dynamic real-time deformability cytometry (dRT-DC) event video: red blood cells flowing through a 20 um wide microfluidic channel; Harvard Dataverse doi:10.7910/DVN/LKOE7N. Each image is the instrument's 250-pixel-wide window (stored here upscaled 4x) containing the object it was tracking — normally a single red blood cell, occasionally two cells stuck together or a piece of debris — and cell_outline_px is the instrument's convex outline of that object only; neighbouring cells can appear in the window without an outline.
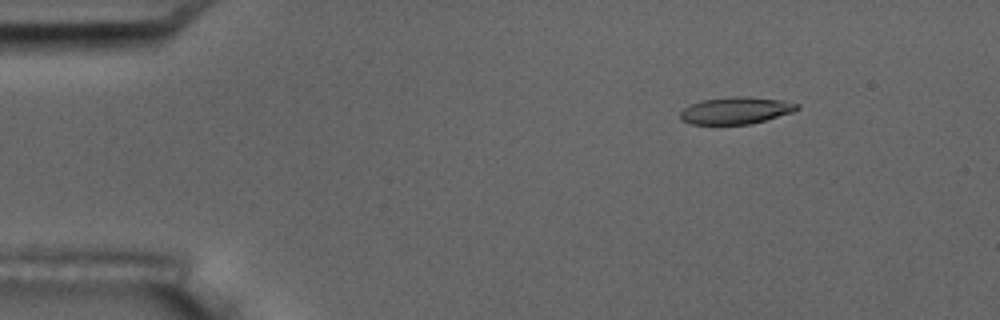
{"species": "common noctule bat (a hibernating species)", "species_latin": "Nyctalus noctula", "temperature_condition": "room temperature", "stored_images_in_passage": 5, "camera_frame_rate_fps": 3000, "um_per_image_px": 0.085, "animal": {"sex": "male", "body_mass_g": 17.5, "forearm_length_mm": 52.3}, "frame": {"image": 1, "passage_image": 3, "time_ms": 2.333, "image_size_px": [1000, 320], "cell_outline_px": [[800, 108], [792, 112], [764, 120], [748, 124], [692, 124], [680, 120], [680, 112], [684, 108], [700, 100], [732, 96], [740, 96], [784, 100], [800, 104]], "centroid_in_image_um": [62.54, 9.38], "position_along_channel_um": 22.5, "area_um2": 18.32}}
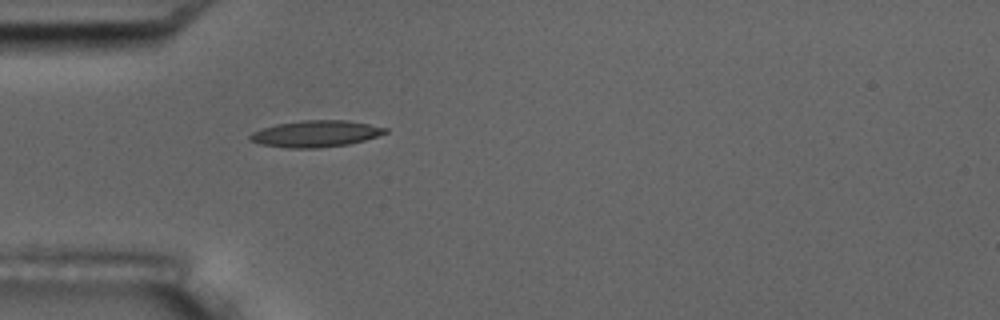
{"frame": {"image": 2, "passage_image": 5, "time_ms": 5.333, "image_size_px": [1000, 320], "cell_outline_px": [[388, 132], [364, 140], [348, 144], [320, 148], [288, 148], [260, 144], [248, 140], [248, 136], [252, 132], [276, 124], [300, 120], [348, 120], [388, 128]], "centroid_in_image_um": [26.81, 11.37], "position_along_channel_um": 58.2, "area_um2": 20.92}}